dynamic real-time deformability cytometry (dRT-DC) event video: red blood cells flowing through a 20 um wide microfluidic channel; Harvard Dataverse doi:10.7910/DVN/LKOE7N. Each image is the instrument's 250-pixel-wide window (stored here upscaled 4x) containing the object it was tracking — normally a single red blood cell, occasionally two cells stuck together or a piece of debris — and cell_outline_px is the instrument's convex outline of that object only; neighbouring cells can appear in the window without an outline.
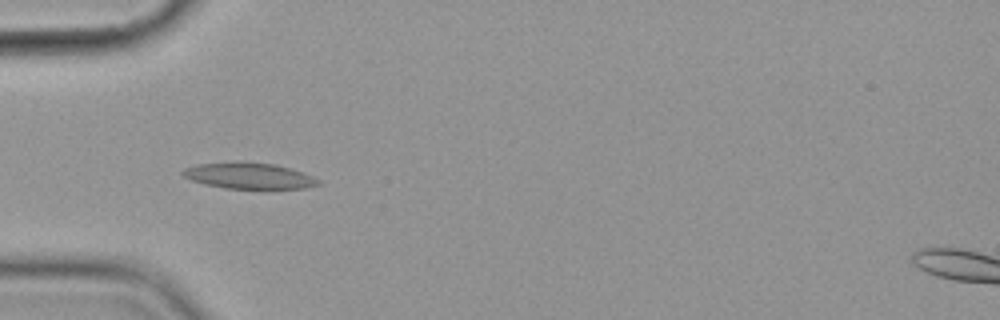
{"species": "common noctule bat (a hibernating species)", "species_latin": "Nyctalus noctula", "temperature_condition": "cold", "stored_images_in_passage": 7, "camera_frame_rate_fps": 3000, "um_per_image_px": 0.085, "animal": {"sex": "female", "body_mass_g": 19.9}, "frame": {"image": 1, "passage_image": 6, "time_ms": 5.667, "image_size_px": [1000, 320], "cell_outline_px": [[320, 184], [308, 188], [224, 188], [204, 184], [192, 180], [184, 176], [180, 172], [184, 168], [196, 164], [276, 164], [312, 176], [320, 180]], "centroid_in_image_um": [21.17, 14.98], "position_along_channel_um": 63.8, "area_um2": 19.59}}
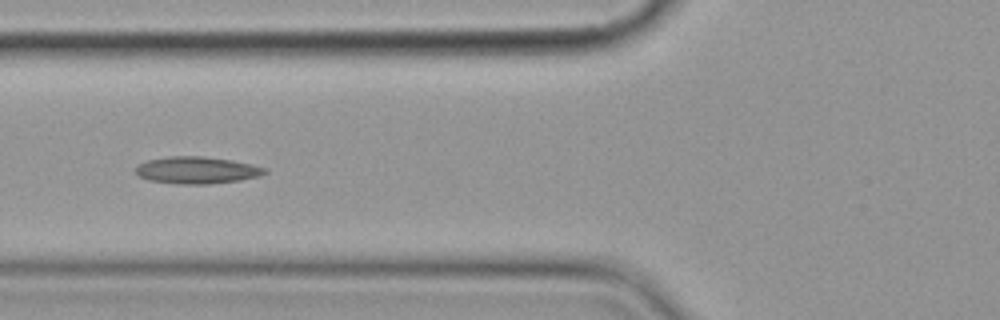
{"frame": {"image": 2, "passage_image": 7, "time_ms": 7.0, "image_size_px": [1000, 320], "cell_outline_px": [[268, 172], [260, 176], [240, 180], [208, 184], [176, 184], [148, 180], [140, 176], [136, 172], [136, 164], [148, 160], [168, 156], [204, 156], [232, 160], [252, 164], [268, 168]], "centroid_in_image_um": [16.75, 14.46], "position_along_channel_um": 109.0, "area_um2": 20.52}}